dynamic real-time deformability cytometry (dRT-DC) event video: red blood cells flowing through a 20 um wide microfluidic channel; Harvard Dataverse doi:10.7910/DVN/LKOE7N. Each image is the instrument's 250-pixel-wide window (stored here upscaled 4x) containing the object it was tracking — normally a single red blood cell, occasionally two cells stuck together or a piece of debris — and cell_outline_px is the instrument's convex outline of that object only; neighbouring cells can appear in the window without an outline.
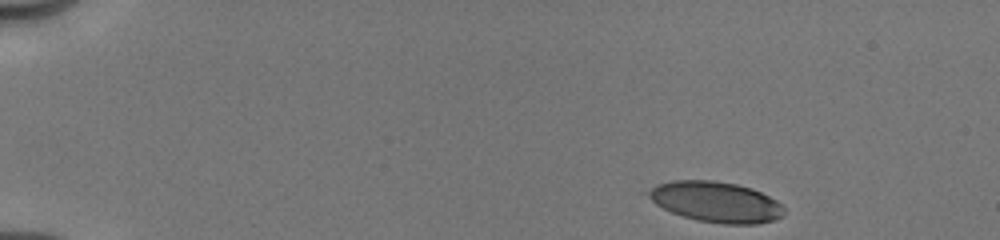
{"species": "human", "species_latin": "Homo sapiens", "temperature_condition": "cold", "stored_images_in_passage": 15, "camera_frame_rate_fps": 3000, "um_per_image_px": 0.085, "donor": {"sex": "male"}, "frame": {"image": 1, "passage_image": 1, "time_ms": 0.0, "image_size_px": [1000, 240], "cell_outline_px": [[784, 216], [776, 220], [756, 224], [724, 224], [696, 220], [672, 212], [656, 204], [640, 192], [656, 184], [672, 180], [712, 180], [736, 184], [752, 188], [776, 200], [784, 208]], "centroid_in_image_um": [60.8, 17.15], "position_along_channel_um": 24.2, "area_um2": 32.48}}
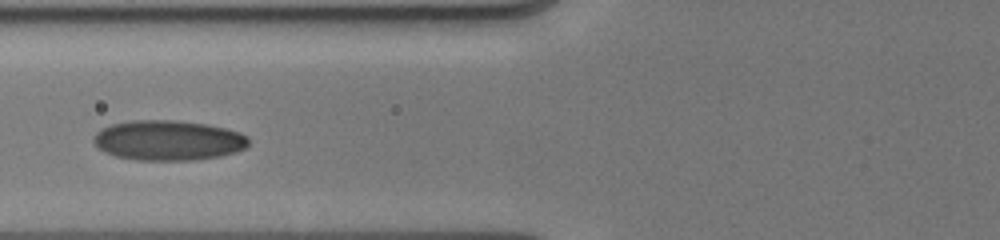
{"frame": {"image": 2, "passage_image": 11, "time_ms": 5.0, "image_size_px": [1000, 240], "cell_outline_px": [[248, 144], [244, 148], [236, 152], [220, 156], [192, 160], [136, 160], [116, 156], [100, 148], [92, 140], [96, 132], [100, 128], [112, 124], [132, 120], [172, 120], [204, 124], [224, 128], [240, 132], [248, 136]], "centroid_in_image_um": [14.3, 11.93], "position_along_channel_um": 111.5, "area_um2": 36.01}}
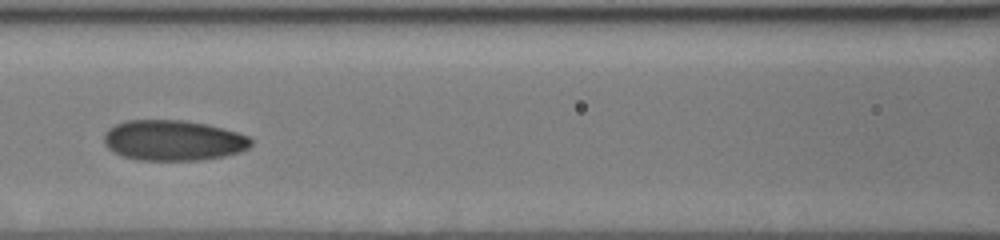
{"frame": {"image": 3, "passage_image": 13, "time_ms": 6.0, "image_size_px": [1000, 240], "cell_outline_px": [[252, 144], [248, 148], [240, 152], [224, 156], [200, 160], [136, 160], [112, 152], [104, 144], [104, 132], [108, 128], [124, 120], [184, 120], [208, 124], [236, 132], [248, 136], [252, 140]], "centroid_in_image_um": [14.7, 11.93], "position_along_channel_um": 151.9, "area_um2": 34.91}}